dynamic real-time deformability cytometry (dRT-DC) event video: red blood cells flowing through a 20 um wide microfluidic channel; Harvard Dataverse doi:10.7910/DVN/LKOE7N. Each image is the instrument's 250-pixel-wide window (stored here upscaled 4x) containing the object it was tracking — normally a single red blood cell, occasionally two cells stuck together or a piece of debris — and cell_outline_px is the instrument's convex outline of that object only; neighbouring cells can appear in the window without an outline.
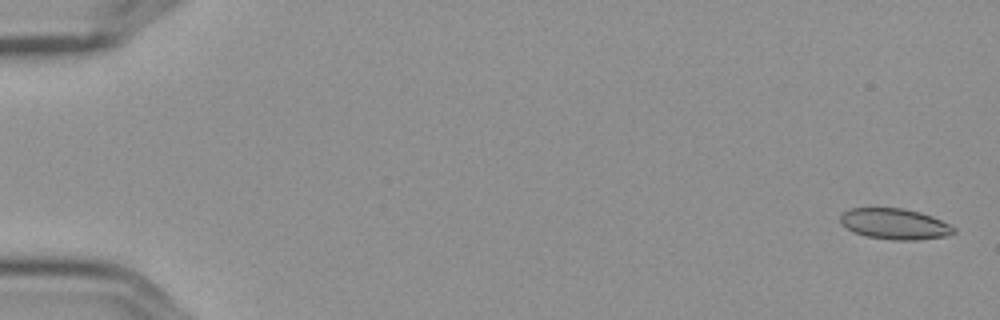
{"species": "Egyptian fruit bat (a non-hibernating species)", "species_latin": "Rousettus aegyptiacus", "temperature_condition": "cold", "stored_images_in_passage": 6, "camera_frame_rate_fps": 3000, "um_per_image_px": 0.085, "frame": {"image": 1, "passage_image": 1, "time_ms": 0.0, "image_size_px": [1000, 320], "cell_outline_px": [[956, 232], [948, 236], [916, 240], [892, 240], [868, 236], [856, 232], [840, 224], [840, 216], [844, 212], [852, 208], [904, 208], [920, 212], [932, 216], [956, 228]], "centroid_in_image_um": [76.08, 19.03], "position_along_channel_um": 8.9, "area_um2": 20.29}}
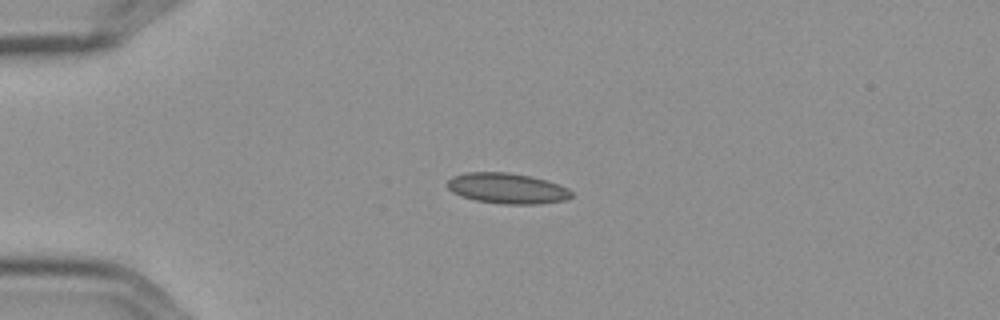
{"frame": {"image": 2, "passage_image": 4, "time_ms": 1.0, "image_size_px": [1000, 320], "cell_outline_px": [[572, 196], [564, 200], [536, 204], [504, 204], [476, 200], [460, 196], [452, 192], [448, 188], [448, 180], [452, 176], [464, 172], [508, 172], [532, 176], [568, 188], [572, 192]], "centroid_in_image_um": [43.07, 16.0], "position_along_channel_um": 41.9, "area_um2": 22.02}}
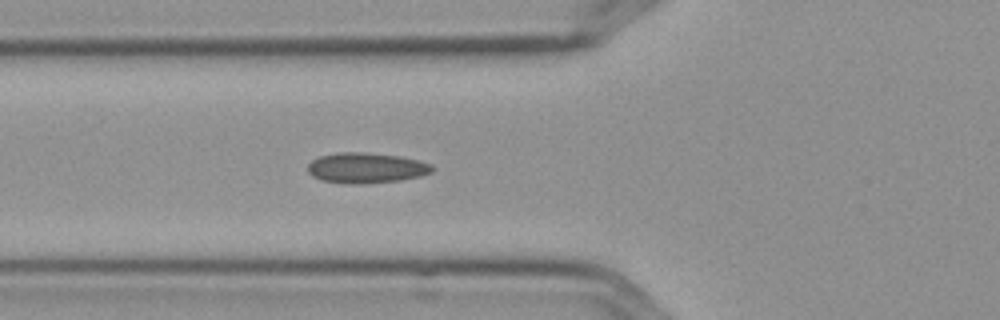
{"frame": {"image": 3, "passage_image": 6, "time_ms": 1.667, "image_size_px": [1000, 320], "cell_outline_px": [[436, 168], [432, 172], [420, 176], [400, 180], [356, 184], [348, 184], [320, 180], [312, 176], [308, 172], [308, 164], [312, 160], [320, 156], [340, 152], [364, 152], [400, 156], [420, 160], [432, 164]], "centroid_in_image_um": [31.15, 14.27], "position_along_channel_um": 94.7, "area_um2": 22.2}}